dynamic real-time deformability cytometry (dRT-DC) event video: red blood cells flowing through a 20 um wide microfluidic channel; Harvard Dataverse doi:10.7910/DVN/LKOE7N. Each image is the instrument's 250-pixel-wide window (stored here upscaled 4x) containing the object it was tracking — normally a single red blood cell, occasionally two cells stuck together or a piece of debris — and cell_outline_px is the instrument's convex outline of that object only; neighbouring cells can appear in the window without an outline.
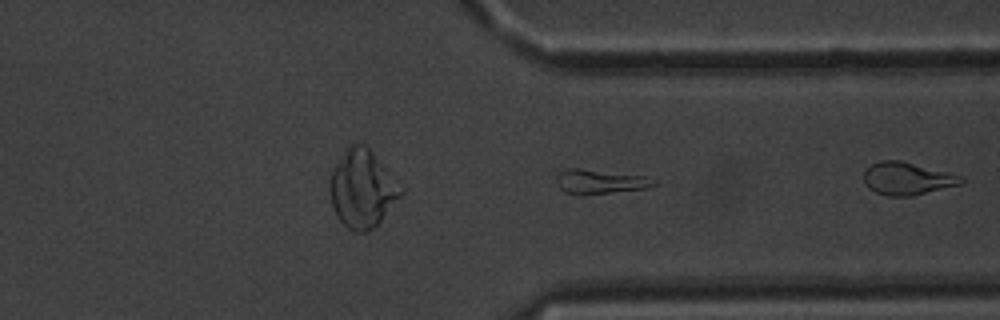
{"species": "common noctule bat (a hibernating species)", "species_latin": "Nyctalus noctula", "temperature_condition": "warm", "stored_images_in_passage": 30, "camera_frame_rate_fps": 3000, "um_per_image_px": 0.085, "animal": {"sex": "male", "body_mass_g": 20.1, "forearm_length_mm": 53.5}, "frame": {"image": 1, "passage_image": 26, "time_ms": 8.333, "image_size_px": [1000, 320], "cell_outline_px": [[656, 184], [648, 188], [576, 196], [564, 192], [556, 184], [556, 176], [560, 172], [568, 168], [580, 168], [644, 176], [656, 180]], "centroid_in_image_um": [50.95, 15.45], "position_along_channel_um": 360.5, "area_um2": 13.93}}